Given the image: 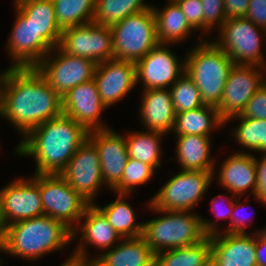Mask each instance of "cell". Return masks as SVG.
<instances>
[{"instance_id":"obj_20","label":"cell","mask_w":266,"mask_h":266,"mask_svg":"<svg viewBox=\"0 0 266 266\" xmlns=\"http://www.w3.org/2000/svg\"><path fill=\"white\" fill-rule=\"evenodd\" d=\"M252 236L225 232L209 236L211 263L215 266H258L256 233Z\"/></svg>"},{"instance_id":"obj_17","label":"cell","mask_w":266,"mask_h":266,"mask_svg":"<svg viewBox=\"0 0 266 266\" xmlns=\"http://www.w3.org/2000/svg\"><path fill=\"white\" fill-rule=\"evenodd\" d=\"M16 10V20L7 41V51L14 68L35 67L53 48L36 32L27 19Z\"/></svg>"},{"instance_id":"obj_25","label":"cell","mask_w":266,"mask_h":266,"mask_svg":"<svg viewBox=\"0 0 266 266\" xmlns=\"http://www.w3.org/2000/svg\"><path fill=\"white\" fill-rule=\"evenodd\" d=\"M15 9L52 48L59 45L62 31L55 17L52 0H18L15 2Z\"/></svg>"},{"instance_id":"obj_43","label":"cell","mask_w":266,"mask_h":266,"mask_svg":"<svg viewBox=\"0 0 266 266\" xmlns=\"http://www.w3.org/2000/svg\"><path fill=\"white\" fill-rule=\"evenodd\" d=\"M224 196L225 195L215 196L214 198H212V201L210 202L211 207H212L211 212H212V214L216 215V219H218V220L219 219H225L226 220L228 218L230 219L231 213L233 212V209H234V201H235V198L237 197V196H234V199H231V197L225 196V199H224ZM221 198L228 201V206L225 207L226 210L225 209L223 210V207L221 206L222 204H220L221 202H223V200H221V202H219V200ZM224 203H225V201H224Z\"/></svg>"},{"instance_id":"obj_23","label":"cell","mask_w":266,"mask_h":266,"mask_svg":"<svg viewBox=\"0 0 266 266\" xmlns=\"http://www.w3.org/2000/svg\"><path fill=\"white\" fill-rule=\"evenodd\" d=\"M140 118L149 131L165 135L172 131L175 122V111L168 88L146 89L142 92Z\"/></svg>"},{"instance_id":"obj_41","label":"cell","mask_w":266,"mask_h":266,"mask_svg":"<svg viewBox=\"0 0 266 266\" xmlns=\"http://www.w3.org/2000/svg\"><path fill=\"white\" fill-rule=\"evenodd\" d=\"M245 17L266 30V0H250Z\"/></svg>"},{"instance_id":"obj_14","label":"cell","mask_w":266,"mask_h":266,"mask_svg":"<svg viewBox=\"0 0 266 266\" xmlns=\"http://www.w3.org/2000/svg\"><path fill=\"white\" fill-rule=\"evenodd\" d=\"M60 175L90 204L104 185L95 145L87 139L68 161Z\"/></svg>"},{"instance_id":"obj_21","label":"cell","mask_w":266,"mask_h":266,"mask_svg":"<svg viewBox=\"0 0 266 266\" xmlns=\"http://www.w3.org/2000/svg\"><path fill=\"white\" fill-rule=\"evenodd\" d=\"M82 220L84 221L82 222L83 224L76 226L72 231V240L76 239V236H79L77 235L79 232L82 234L80 235V237L82 236V243H79L72 255L80 257L83 261L91 264L87 253V246L85 247V245H92L99 250L102 249L104 252V250H108L111 246L114 247V244L119 240L121 241L122 238L94 204H90L86 208L80 222Z\"/></svg>"},{"instance_id":"obj_18","label":"cell","mask_w":266,"mask_h":266,"mask_svg":"<svg viewBox=\"0 0 266 266\" xmlns=\"http://www.w3.org/2000/svg\"><path fill=\"white\" fill-rule=\"evenodd\" d=\"M93 79L102 103L109 107L136 86V63L117 59L97 63Z\"/></svg>"},{"instance_id":"obj_38","label":"cell","mask_w":266,"mask_h":266,"mask_svg":"<svg viewBox=\"0 0 266 266\" xmlns=\"http://www.w3.org/2000/svg\"><path fill=\"white\" fill-rule=\"evenodd\" d=\"M194 30L203 31V6L201 0H178L176 2Z\"/></svg>"},{"instance_id":"obj_45","label":"cell","mask_w":266,"mask_h":266,"mask_svg":"<svg viewBox=\"0 0 266 266\" xmlns=\"http://www.w3.org/2000/svg\"><path fill=\"white\" fill-rule=\"evenodd\" d=\"M256 259L258 266H266V226L256 231Z\"/></svg>"},{"instance_id":"obj_1","label":"cell","mask_w":266,"mask_h":266,"mask_svg":"<svg viewBox=\"0 0 266 266\" xmlns=\"http://www.w3.org/2000/svg\"><path fill=\"white\" fill-rule=\"evenodd\" d=\"M0 111L24 138L63 113L62 98L35 67H8L0 80Z\"/></svg>"},{"instance_id":"obj_11","label":"cell","mask_w":266,"mask_h":266,"mask_svg":"<svg viewBox=\"0 0 266 266\" xmlns=\"http://www.w3.org/2000/svg\"><path fill=\"white\" fill-rule=\"evenodd\" d=\"M58 47L71 56L96 63L114 59L111 28L94 22L63 30Z\"/></svg>"},{"instance_id":"obj_19","label":"cell","mask_w":266,"mask_h":266,"mask_svg":"<svg viewBox=\"0 0 266 266\" xmlns=\"http://www.w3.org/2000/svg\"><path fill=\"white\" fill-rule=\"evenodd\" d=\"M88 139L98 151L104 186L112 190L121 181L129 158L125 136L107 128L90 131Z\"/></svg>"},{"instance_id":"obj_27","label":"cell","mask_w":266,"mask_h":266,"mask_svg":"<svg viewBox=\"0 0 266 266\" xmlns=\"http://www.w3.org/2000/svg\"><path fill=\"white\" fill-rule=\"evenodd\" d=\"M152 10L159 44L176 45L189 38L188 35L194 31L176 2L168 1L162 10L152 6Z\"/></svg>"},{"instance_id":"obj_39","label":"cell","mask_w":266,"mask_h":266,"mask_svg":"<svg viewBox=\"0 0 266 266\" xmlns=\"http://www.w3.org/2000/svg\"><path fill=\"white\" fill-rule=\"evenodd\" d=\"M240 116L266 120V82L250 98Z\"/></svg>"},{"instance_id":"obj_16","label":"cell","mask_w":266,"mask_h":266,"mask_svg":"<svg viewBox=\"0 0 266 266\" xmlns=\"http://www.w3.org/2000/svg\"><path fill=\"white\" fill-rule=\"evenodd\" d=\"M106 108L94 79L73 87L62 97L63 114L71 117L88 132L107 129L100 117Z\"/></svg>"},{"instance_id":"obj_32","label":"cell","mask_w":266,"mask_h":266,"mask_svg":"<svg viewBox=\"0 0 266 266\" xmlns=\"http://www.w3.org/2000/svg\"><path fill=\"white\" fill-rule=\"evenodd\" d=\"M144 0H96L92 22L111 27L126 17L149 9Z\"/></svg>"},{"instance_id":"obj_22","label":"cell","mask_w":266,"mask_h":266,"mask_svg":"<svg viewBox=\"0 0 266 266\" xmlns=\"http://www.w3.org/2000/svg\"><path fill=\"white\" fill-rule=\"evenodd\" d=\"M218 173L219 184L232 193L233 197L240 199L248 189L255 194L257 176L253 154L245 151L232 154L222 163Z\"/></svg>"},{"instance_id":"obj_6","label":"cell","mask_w":266,"mask_h":266,"mask_svg":"<svg viewBox=\"0 0 266 266\" xmlns=\"http://www.w3.org/2000/svg\"><path fill=\"white\" fill-rule=\"evenodd\" d=\"M110 28L114 59L117 60L137 63L159 44L152 6L126 17Z\"/></svg>"},{"instance_id":"obj_9","label":"cell","mask_w":266,"mask_h":266,"mask_svg":"<svg viewBox=\"0 0 266 266\" xmlns=\"http://www.w3.org/2000/svg\"><path fill=\"white\" fill-rule=\"evenodd\" d=\"M40 191L44 215L60 221L71 231L90 205L60 174H40Z\"/></svg>"},{"instance_id":"obj_48","label":"cell","mask_w":266,"mask_h":266,"mask_svg":"<svg viewBox=\"0 0 266 266\" xmlns=\"http://www.w3.org/2000/svg\"><path fill=\"white\" fill-rule=\"evenodd\" d=\"M3 262H4L3 259H0V266L3 264Z\"/></svg>"},{"instance_id":"obj_34","label":"cell","mask_w":266,"mask_h":266,"mask_svg":"<svg viewBox=\"0 0 266 266\" xmlns=\"http://www.w3.org/2000/svg\"><path fill=\"white\" fill-rule=\"evenodd\" d=\"M235 118L240 119L239 126L232 130L235 141L251 151L266 154V120L236 115L229 118L225 124Z\"/></svg>"},{"instance_id":"obj_42","label":"cell","mask_w":266,"mask_h":266,"mask_svg":"<svg viewBox=\"0 0 266 266\" xmlns=\"http://www.w3.org/2000/svg\"><path fill=\"white\" fill-rule=\"evenodd\" d=\"M245 204L246 202H239V199L236 197L234 201V209L233 212L231 213L230 220L231 222L229 223L228 228H226L224 231L222 230L221 232L225 233H238V234H246V228L249 226L246 220H248L246 217H242L239 214V207L243 208L241 204ZM244 209V208H243ZM245 218V219H244Z\"/></svg>"},{"instance_id":"obj_4","label":"cell","mask_w":266,"mask_h":266,"mask_svg":"<svg viewBox=\"0 0 266 266\" xmlns=\"http://www.w3.org/2000/svg\"><path fill=\"white\" fill-rule=\"evenodd\" d=\"M148 208L163 215L143 223L142 237L155 254L195 245L222 231L217 221L203 219L192 211H162L156 209L150 201Z\"/></svg>"},{"instance_id":"obj_44","label":"cell","mask_w":266,"mask_h":266,"mask_svg":"<svg viewBox=\"0 0 266 266\" xmlns=\"http://www.w3.org/2000/svg\"><path fill=\"white\" fill-rule=\"evenodd\" d=\"M226 19L245 17L250 0H224Z\"/></svg>"},{"instance_id":"obj_37","label":"cell","mask_w":266,"mask_h":266,"mask_svg":"<svg viewBox=\"0 0 266 266\" xmlns=\"http://www.w3.org/2000/svg\"><path fill=\"white\" fill-rule=\"evenodd\" d=\"M203 6V32L209 33L216 25L220 28L227 20L224 0H201Z\"/></svg>"},{"instance_id":"obj_46","label":"cell","mask_w":266,"mask_h":266,"mask_svg":"<svg viewBox=\"0 0 266 266\" xmlns=\"http://www.w3.org/2000/svg\"><path fill=\"white\" fill-rule=\"evenodd\" d=\"M60 266H90V264L83 261L80 257L71 254V256Z\"/></svg>"},{"instance_id":"obj_12","label":"cell","mask_w":266,"mask_h":266,"mask_svg":"<svg viewBox=\"0 0 266 266\" xmlns=\"http://www.w3.org/2000/svg\"><path fill=\"white\" fill-rule=\"evenodd\" d=\"M12 181L0 189L2 230L15 222L44 215L40 191V174Z\"/></svg>"},{"instance_id":"obj_2","label":"cell","mask_w":266,"mask_h":266,"mask_svg":"<svg viewBox=\"0 0 266 266\" xmlns=\"http://www.w3.org/2000/svg\"><path fill=\"white\" fill-rule=\"evenodd\" d=\"M88 131L71 117L61 114L32 129L16 147V155L36 160L35 174H60Z\"/></svg>"},{"instance_id":"obj_26","label":"cell","mask_w":266,"mask_h":266,"mask_svg":"<svg viewBox=\"0 0 266 266\" xmlns=\"http://www.w3.org/2000/svg\"><path fill=\"white\" fill-rule=\"evenodd\" d=\"M176 139L175 160H178L182 170L208 171L214 172L215 175V161L210 155L212 144L209 136L177 135Z\"/></svg>"},{"instance_id":"obj_29","label":"cell","mask_w":266,"mask_h":266,"mask_svg":"<svg viewBox=\"0 0 266 266\" xmlns=\"http://www.w3.org/2000/svg\"><path fill=\"white\" fill-rule=\"evenodd\" d=\"M117 195L118 198L106 206L100 207L95 203L94 205L104 214L122 239L142 236L144 224L135 221L136 213L124 199L130 194L117 193Z\"/></svg>"},{"instance_id":"obj_5","label":"cell","mask_w":266,"mask_h":266,"mask_svg":"<svg viewBox=\"0 0 266 266\" xmlns=\"http://www.w3.org/2000/svg\"><path fill=\"white\" fill-rule=\"evenodd\" d=\"M202 38L184 57L185 73L196 84L204 104L217 107L234 63L212 40Z\"/></svg>"},{"instance_id":"obj_33","label":"cell","mask_w":266,"mask_h":266,"mask_svg":"<svg viewBox=\"0 0 266 266\" xmlns=\"http://www.w3.org/2000/svg\"><path fill=\"white\" fill-rule=\"evenodd\" d=\"M61 31L92 22L96 0H52Z\"/></svg>"},{"instance_id":"obj_49","label":"cell","mask_w":266,"mask_h":266,"mask_svg":"<svg viewBox=\"0 0 266 266\" xmlns=\"http://www.w3.org/2000/svg\"><path fill=\"white\" fill-rule=\"evenodd\" d=\"M178 0H169V2H177Z\"/></svg>"},{"instance_id":"obj_15","label":"cell","mask_w":266,"mask_h":266,"mask_svg":"<svg viewBox=\"0 0 266 266\" xmlns=\"http://www.w3.org/2000/svg\"><path fill=\"white\" fill-rule=\"evenodd\" d=\"M167 46L158 44L136 63L137 83H143L142 91L169 89L185 72V61L179 62L178 56Z\"/></svg>"},{"instance_id":"obj_24","label":"cell","mask_w":266,"mask_h":266,"mask_svg":"<svg viewBox=\"0 0 266 266\" xmlns=\"http://www.w3.org/2000/svg\"><path fill=\"white\" fill-rule=\"evenodd\" d=\"M105 252L91 258L90 266H155L156 262V254L142 236L124 238Z\"/></svg>"},{"instance_id":"obj_7","label":"cell","mask_w":266,"mask_h":266,"mask_svg":"<svg viewBox=\"0 0 266 266\" xmlns=\"http://www.w3.org/2000/svg\"><path fill=\"white\" fill-rule=\"evenodd\" d=\"M218 40L213 41L233 61L234 64L258 65L264 68L266 74V60L262 55V31L246 17L227 19L218 28ZM261 31V32H260ZM261 37V38H260Z\"/></svg>"},{"instance_id":"obj_35","label":"cell","mask_w":266,"mask_h":266,"mask_svg":"<svg viewBox=\"0 0 266 266\" xmlns=\"http://www.w3.org/2000/svg\"><path fill=\"white\" fill-rule=\"evenodd\" d=\"M169 90L175 114L205 105L196 84L185 72L176 80Z\"/></svg>"},{"instance_id":"obj_47","label":"cell","mask_w":266,"mask_h":266,"mask_svg":"<svg viewBox=\"0 0 266 266\" xmlns=\"http://www.w3.org/2000/svg\"><path fill=\"white\" fill-rule=\"evenodd\" d=\"M2 233V222H1V218H0V235Z\"/></svg>"},{"instance_id":"obj_10","label":"cell","mask_w":266,"mask_h":266,"mask_svg":"<svg viewBox=\"0 0 266 266\" xmlns=\"http://www.w3.org/2000/svg\"><path fill=\"white\" fill-rule=\"evenodd\" d=\"M96 67L95 61L71 56L63 52L58 46L53 48L35 66L61 98L73 87L92 80Z\"/></svg>"},{"instance_id":"obj_36","label":"cell","mask_w":266,"mask_h":266,"mask_svg":"<svg viewBox=\"0 0 266 266\" xmlns=\"http://www.w3.org/2000/svg\"><path fill=\"white\" fill-rule=\"evenodd\" d=\"M155 172V169L146 163L134 158H128L121 181L112 189L115 193L131 194L139 185L145 184Z\"/></svg>"},{"instance_id":"obj_28","label":"cell","mask_w":266,"mask_h":266,"mask_svg":"<svg viewBox=\"0 0 266 266\" xmlns=\"http://www.w3.org/2000/svg\"><path fill=\"white\" fill-rule=\"evenodd\" d=\"M218 110L212 105L177 113L172 131L177 135L211 136L212 130L224 126Z\"/></svg>"},{"instance_id":"obj_31","label":"cell","mask_w":266,"mask_h":266,"mask_svg":"<svg viewBox=\"0 0 266 266\" xmlns=\"http://www.w3.org/2000/svg\"><path fill=\"white\" fill-rule=\"evenodd\" d=\"M211 263V240L187 247L165 250L156 254L155 266H208Z\"/></svg>"},{"instance_id":"obj_8","label":"cell","mask_w":266,"mask_h":266,"mask_svg":"<svg viewBox=\"0 0 266 266\" xmlns=\"http://www.w3.org/2000/svg\"><path fill=\"white\" fill-rule=\"evenodd\" d=\"M213 174L208 171L180 170L159 189L150 203L162 211H192L204 198L215 177Z\"/></svg>"},{"instance_id":"obj_3","label":"cell","mask_w":266,"mask_h":266,"mask_svg":"<svg viewBox=\"0 0 266 266\" xmlns=\"http://www.w3.org/2000/svg\"><path fill=\"white\" fill-rule=\"evenodd\" d=\"M72 242V231L50 216L21 220L3 228L0 251L32 261Z\"/></svg>"},{"instance_id":"obj_30","label":"cell","mask_w":266,"mask_h":266,"mask_svg":"<svg viewBox=\"0 0 266 266\" xmlns=\"http://www.w3.org/2000/svg\"><path fill=\"white\" fill-rule=\"evenodd\" d=\"M128 134L125 136V140L130 158L151 165L155 170L162 167L160 143L165 134L149 130L145 132L131 131Z\"/></svg>"},{"instance_id":"obj_13","label":"cell","mask_w":266,"mask_h":266,"mask_svg":"<svg viewBox=\"0 0 266 266\" xmlns=\"http://www.w3.org/2000/svg\"><path fill=\"white\" fill-rule=\"evenodd\" d=\"M265 71L258 65L234 64L231 68L221 101L216 107L222 120L241 115L247 102L266 82Z\"/></svg>"},{"instance_id":"obj_40","label":"cell","mask_w":266,"mask_h":266,"mask_svg":"<svg viewBox=\"0 0 266 266\" xmlns=\"http://www.w3.org/2000/svg\"><path fill=\"white\" fill-rule=\"evenodd\" d=\"M261 160H258L255 157V167H256V176H257V184L256 191L254 194V198L266 204V154H262Z\"/></svg>"}]
</instances>
